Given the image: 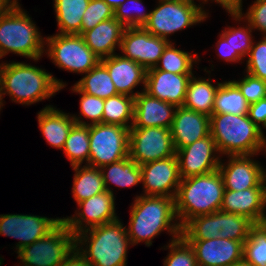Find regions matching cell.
<instances>
[{
  "label": "cell",
  "mask_w": 266,
  "mask_h": 266,
  "mask_svg": "<svg viewBox=\"0 0 266 266\" xmlns=\"http://www.w3.org/2000/svg\"><path fill=\"white\" fill-rule=\"evenodd\" d=\"M219 211L193 217L183 227L181 236L185 240H208L219 238Z\"/></svg>",
  "instance_id": "35"
},
{
  "label": "cell",
  "mask_w": 266,
  "mask_h": 266,
  "mask_svg": "<svg viewBox=\"0 0 266 266\" xmlns=\"http://www.w3.org/2000/svg\"><path fill=\"white\" fill-rule=\"evenodd\" d=\"M115 195L105 190L89 199L79 202V209L70 217H63L62 221L68 229L77 235L90 228L117 220L115 209Z\"/></svg>",
  "instance_id": "13"
},
{
  "label": "cell",
  "mask_w": 266,
  "mask_h": 266,
  "mask_svg": "<svg viewBox=\"0 0 266 266\" xmlns=\"http://www.w3.org/2000/svg\"><path fill=\"white\" fill-rule=\"evenodd\" d=\"M89 126L74 124L68 134L63 152L71 166L89 165ZM85 161V162H84ZM84 162V163H83Z\"/></svg>",
  "instance_id": "32"
},
{
  "label": "cell",
  "mask_w": 266,
  "mask_h": 266,
  "mask_svg": "<svg viewBox=\"0 0 266 266\" xmlns=\"http://www.w3.org/2000/svg\"><path fill=\"white\" fill-rule=\"evenodd\" d=\"M38 125L46 142L54 148L63 150L68 134L75 124L70 113L47 105L37 113Z\"/></svg>",
  "instance_id": "25"
},
{
  "label": "cell",
  "mask_w": 266,
  "mask_h": 266,
  "mask_svg": "<svg viewBox=\"0 0 266 266\" xmlns=\"http://www.w3.org/2000/svg\"><path fill=\"white\" fill-rule=\"evenodd\" d=\"M170 131L177 151L210 134V117L183 106L177 107Z\"/></svg>",
  "instance_id": "21"
},
{
  "label": "cell",
  "mask_w": 266,
  "mask_h": 266,
  "mask_svg": "<svg viewBox=\"0 0 266 266\" xmlns=\"http://www.w3.org/2000/svg\"><path fill=\"white\" fill-rule=\"evenodd\" d=\"M202 3L199 4H206L208 1H212L214 3L219 4L222 8L226 10L228 14H239L242 12V0H199Z\"/></svg>",
  "instance_id": "48"
},
{
  "label": "cell",
  "mask_w": 266,
  "mask_h": 266,
  "mask_svg": "<svg viewBox=\"0 0 266 266\" xmlns=\"http://www.w3.org/2000/svg\"><path fill=\"white\" fill-rule=\"evenodd\" d=\"M141 195L175 198L181 181L177 155L140 165Z\"/></svg>",
  "instance_id": "15"
},
{
  "label": "cell",
  "mask_w": 266,
  "mask_h": 266,
  "mask_svg": "<svg viewBox=\"0 0 266 266\" xmlns=\"http://www.w3.org/2000/svg\"><path fill=\"white\" fill-rule=\"evenodd\" d=\"M217 45V55L222 58L224 62L238 63L243 60V58L238 53H232V46L230 44V39H225L221 34H219V40Z\"/></svg>",
  "instance_id": "47"
},
{
  "label": "cell",
  "mask_w": 266,
  "mask_h": 266,
  "mask_svg": "<svg viewBox=\"0 0 266 266\" xmlns=\"http://www.w3.org/2000/svg\"><path fill=\"white\" fill-rule=\"evenodd\" d=\"M59 266H92L75 247Z\"/></svg>",
  "instance_id": "49"
},
{
  "label": "cell",
  "mask_w": 266,
  "mask_h": 266,
  "mask_svg": "<svg viewBox=\"0 0 266 266\" xmlns=\"http://www.w3.org/2000/svg\"><path fill=\"white\" fill-rule=\"evenodd\" d=\"M246 73L266 81V36L253 41L246 60Z\"/></svg>",
  "instance_id": "43"
},
{
  "label": "cell",
  "mask_w": 266,
  "mask_h": 266,
  "mask_svg": "<svg viewBox=\"0 0 266 266\" xmlns=\"http://www.w3.org/2000/svg\"><path fill=\"white\" fill-rule=\"evenodd\" d=\"M62 218H47V216L31 214H0V235L19 239L16 251L30 245L47 235L60 222ZM0 257V266L3 264Z\"/></svg>",
  "instance_id": "12"
},
{
  "label": "cell",
  "mask_w": 266,
  "mask_h": 266,
  "mask_svg": "<svg viewBox=\"0 0 266 266\" xmlns=\"http://www.w3.org/2000/svg\"><path fill=\"white\" fill-rule=\"evenodd\" d=\"M129 225L126 227L132 246L144 242L150 247L154 238L163 231L172 241L181 236L175 212V198L155 195H136L131 204Z\"/></svg>",
  "instance_id": "1"
},
{
  "label": "cell",
  "mask_w": 266,
  "mask_h": 266,
  "mask_svg": "<svg viewBox=\"0 0 266 266\" xmlns=\"http://www.w3.org/2000/svg\"><path fill=\"white\" fill-rule=\"evenodd\" d=\"M134 114V97L118 94L104 100L102 123L131 128Z\"/></svg>",
  "instance_id": "34"
},
{
  "label": "cell",
  "mask_w": 266,
  "mask_h": 266,
  "mask_svg": "<svg viewBox=\"0 0 266 266\" xmlns=\"http://www.w3.org/2000/svg\"><path fill=\"white\" fill-rule=\"evenodd\" d=\"M130 128L99 123L89 126V166L100 168L129 157Z\"/></svg>",
  "instance_id": "10"
},
{
  "label": "cell",
  "mask_w": 266,
  "mask_h": 266,
  "mask_svg": "<svg viewBox=\"0 0 266 266\" xmlns=\"http://www.w3.org/2000/svg\"><path fill=\"white\" fill-rule=\"evenodd\" d=\"M266 182L260 188L225 190L220 210L245 216L255 224L266 222Z\"/></svg>",
  "instance_id": "19"
},
{
  "label": "cell",
  "mask_w": 266,
  "mask_h": 266,
  "mask_svg": "<svg viewBox=\"0 0 266 266\" xmlns=\"http://www.w3.org/2000/svg\"><path fill=\"white\" fill-rule=\"evenodd\" d=\"M249 103L238 87L230 80L222 82L217 89L213 114H248Z\"/></svg>",
  "instance_id": "33"
},
{
  "label": "cell",
  "mask_w": 266,
  "mask_h": 266,
  "mask_svg": "<svg viewBox=\"0 0 266 266\" xmlns=\"http://www.w3.org/2000/svg\"><path fill=\"white\" fill-rule=\"evenodd\" d=\"M74 85L81 92L94 95L104 100L118 95L108 70L101 61Z\"/></svg>",
  "instance_id": "30"
},
{
  "label": "cell",
  "mask_w": 266,
  "mask_h": 266,
  "mask_svg": "<svg viewBox=\"0 0 266 266\" xmlns=\"http://www.w3.org/2000/svg\"><path fill=\"white\" fill-rule=\"evenodd\" d=\"M114 17V10L104 0H90L86 8L82 22H81V35L93 29L97 24L102 21Z\"/></svg>",
  "instance_id": "42"
},
{
  "label": "cell",
  "mask_w": 266,
  "mask_h": 266,
  "mask_svg": "<svg viewBox=\"0 0 266 266\" xmlns=\"http://www.w3.org/2000/svg\"><path fill=\"white\" fill-rule=\"evenodd\" d=\"M225 187L219 170L181 179L175 197V212L183 227L193 217L220 210Z\"/></svg>",
  "instance_id": "5"
},
{
  "label": "cell",
  "mask_w": 266,
  "mask_h": 266,
  "mask_svg": "<svg viewBox=\"0 0 266 266\" xmlns=\"http://www.w3.org/2000/svg\"><path fill=\"white\" fill-rule=\"evenodd\" d=\"M105 189L114 194L110 184L119 188L133 187L141 183V168L130 157L100 167Z\"/></svg>",
  "instance_id": "27"
},
{
  "label": "cell",
  "mask_w": 266,
  "mask_h": 266,
  "mask_svg": "<svg viewBox=\"0 0 266 266\" xmlns=\"http://www.w3.org/2000/svg\"><path fill=\"white\" fill-rule=\"evenodd\" d=\"M71 91L81 96L79 102L80 113L78 116L77 114L72 115L75 123L88 126L102 123L104 99L81 92L75 85L72 86ZM82 117L90 121H83Z\"/></svg>",
  "instance_id": "39"
},
{
  "label": "cell",
  "mask_w": 266,
  "mask_h": 266,
  "mask_svg": "<svg viewBox=\"0 0 266 266\" xmlns=\"http://www.w3.org/2000/svg\"><path fill=\"white\" fill-rule=\"evenodd\" d=\"M220 84L221 82H217L215 86L211 78H196L193 74L187 84L183 107L210 117L213 114L214 101Z\"/></svg>",
  "instance_id": "26"
},
{
  "label": "cell",
  "mask_w": 266,
  "mask_h": 266,
  "mask_svg": "<svg viewBox=\"0 0 266 266\" xmlns=\"http://www.w3.org/2000/svg\"><path fill=\"white\" fill-rule=\"evenodd\" d=\"M186 241L193 248L198 266H229L243 258L245 241L220 237Z\"/></svg>",
  "instance_id": "18"
},
{
  "label": "cell",
  "mask_w": 266,
  "mask_h": 266,
  "mask_svg": "<svg viewBox=\"0 0 266 266\" xmlns=\"http://www.w3.org/2000/svg\"><path fill=\"white\" fill-rule=\"evenodd\" d=\"M219 237L233 241H246L255 223L249 218L219 210Z\"/></svg>",
  "instance_id": "36"
},
{
  "label": "cell",
  "mask_w": 266,
  "mask_h": 266,
  "mask_svg": "<svg viewBox=\"0 0 266 266\" xmlns=\"http://www.w3.org/2000/svg\"><path fill=\"white\" fill-rule=\"evenodd\" d=\"M167 249L170 250L164 259V266H198L193 248L182 236L169 241L166 248L164 246V250Z\"/></svg>",
  "instance_id": "41"
},
{
  "label": "cell",
  "mask_w": 266,
  "mask_h": 266,
  "mask_svg": "<svg viewBox=\"0 0 266 266\" xmlns=\"http://www.w3.org/2000/svg\"><path fill=\"white\" fill-rule=\"evenodd\" d=\"M210 135L220 155H256L266 149V136L248 114H212Z\"/></svg>",
  "instance_id": "4"
},
{
  "label": "cell",
  "mask_w": 266,
  "mask_h": 266,
  "mask_svg": "<svg viewBox=\"0 0 266 266\" xmlns=\"http://www.w3.org/2000/svg\"><path fill=\"white\" fill-rule=\"evenodd\" d=\"M118 218L75 235V247L92 266H126L131 241Z\"/></svg>",
  "instance_id": "3"
},
{
  "label": "cell",
  "mask_w": 266,
  "mask_h": 266,
  "mask_svg": "<svg viewBox=\"0 0 266 266\" xmlns=\"http://www.w3.org/2000/svg\"><path fill=\"white\" fill-rule=\"evenodd\" d=\"M74 248L75 235L61 221L47 235L15 252L22 266H59Z\"/></svg>",
  "instance_id": "9"
},
{
  "label": "cell",
  "mask_w": 266,
  "mask_h": 266,
  "mask_svg": "<svg viewBox=\"0 0 266 266\" xmlns=\"http://www.w3.org/2000/svg\"><path fill=\"white\" fill-rule=\"evenodd\" d=\"M240 15L249 23L254 32L258 30L266 36V0H255L247 12L244 14L242 11Z\"/></svg>",
  "instance_id": "45"
},
{
  "label": "cell",
  "mask_w": 266,
  "mask_h": 266,
  "mask_svg": "<svg viewBox=\"0 0 266 266\" xmlns=\"http://www.w3.org/2000/svg\"><path fill=\"white\" fill-rule=\"evenodd\" d=\"M72 168L75 172L72 196L77 204L106 190L100 168L89 165H77Z\"/></svg>",
  "instance_id": "28"
},
{
  "label": "cell",
  "mask_w": 266,
  "mask_h": 266,
  "mask_svg": "<svg viewBox=\"0 0 266 266\" xmlns=\"http://www.w3.org/2000/svg\"><path fill=\"white\" fill-rule=\"evenodd\" d=\"M44 54H47L59 69L86 74L101 60L85 44L79 34H59L45 37Z\"/></svg>",
  "instance_id": "8"
},
{
  "label": "cell",
  "mask_w": 266,
  "mask_h": 266,
  "mask_svg": "<svg viewBox=\"0 0 266 266\" xmlns=\"http://www.w3.org/2000/svg\"><path fill=\"white\" fill-rule=\"evenodd\" d=\"M243 257L253 266H266V222L251 228L244 242Z\"/></svg>",
  "instance_id": "38"
},
{
  "label": "cell",
  "mask_w": 266,
  "mask_h": 266,
  "mask_svg": "<svg viewBox=\"0 0 266 266\" xmlns=\"http://www.w3.org/2000/svg\"><path fill=\"white\" fill-rule=\"evenodd\" d=\"M0 111H1V88H0Z\"/></svg>",
  "instance_id": "53"
},
{
  "label": "cell",
  "mask_w": 266,
  "mask_h": 266,
  "mask_svg": "<svg viewBox=\"0 0 266 266\" xmlns=\"http://www.w3.org/2000/svg\"><path fill=\"white\" fill-rule=\"evenodd\" d=\"M128 4L131 8L127 7ZM142 4V0H126L122 5L114 9V17L125 28L144 27V25L148 22L151 12H146Z\"/></svg>",
  "instance_id": "40"
},
{
  "label": "cell",
  "mask_w": 266,
  "mask_h": 266,
  "mask_svg": "<svg viewBox=\"0 0 266 266\" xmlns=\"http://www.w3.org/2000/svg\"><path fill=\"white\" fill-rule=\"evenodd\" d=\"M176 155L170 129L164 127H131L129 157L143 165Z\"/></svg>",
  "instance_id": "11"
},
{
  "label": "cell",
  "mask_w": 266,
  "mask_h": 266,
  "mask_svg": "<svg viewBox=\"0 0 266 266\" xmlns=\"http://www.w3.org/2000/svg\"><path fill=\"white\" fill-rule=\"evenodd\" d=\"M113 10L122 5L126 0H104Z\"/></svg>",
  "instance_id": "51"
},
{
  "label": "cell",
  "mask_w": 266,
  "mask_h": 266,
  "mask_svg": "<svg viewBox=\"0 0 266 266\" xmlns=\"http://www.w3.org/2000/svg\"><path fill=\"white\" fill-rule=\"evenodd\" d=\"M184 50L177 49L174 42H170L164 49L158 64L148 70H162L174 74H193V64L200 61L197 53L191 54Z\"/></svg>",
  "instance_id": "31"
},
{
  "label": "cell",
  "mask_w": 266,
  "mask_h": 266,
  "mask_svg": "<svg viewBox=\"0 0 266 266\" xmlns=\"http://www.w3.org/2000/svg\"><path fill=\"white\" fill-rule=\"evenodd\" d=\"M229 266H253L251 263H249L244 257L239 260L238 262L231 264Z\"/></svg>",
  "instance_id": "52"
},
{
  "label": "cell",
  "mask_w": 266,
  "mask_h": 266,
  "mask_svg": "<svg viewBox=\"0 0 266 266\" xmlns=\"http://www.w3.org/2000/svg\"><path fill=\"white\" fill-rule=\"evenodd\" d=\"M176 106L150 96L145 91L134 98L132 127H164L170 129Z\"/></svg>",
  "instance_id": "23"
},
{
  "label": "cell",
  "mask_w": 266,
  "mask_h": 266,
  "mask_svg": "<svg viewBox=\"0 0 266 266\" xmlns=\"http://www.w3.org/2000/svg\"><path fill=\"white\" fill-rule=\"evenodd\" d=\"M19 0H0V13L5 12L14 7Z\"/></svg>",
  "instance_id": "50"
},
{
  "label": "cell",
  "mask_w": 266,
  "mask_h": 266,
  "mask_svg": "<svg viewBox=\"0 0 266 266\" xmlns=\"http://www.w3.org/2000/svg\"><path fill=\"white\" fill-rule=\"evenodd\" d=\"M126 28L115 18L102 21L93 29L81 36L85 44L99 57L107 58L114 55L120 48L122 36Z\"/></svg>",
  "instance_id": "24"
},
{
  "label": "cell",
  "mask_w": 266,
  "mask_h": 266,
  "mask_svg": "<svg viewBox=\"0 0 266 266\" xmlns=\"http://www.w3.org/2000/svg\"><path fill=\"white\" fill-rule=\"evenodd\" d=\"M171 42L161 37L152 35L143 27L126 28L121 45V55L142 65L146 70L154 68Z\"/></svg>",
  "instance_id": "14"
},
{
  "label": "cell",
  "mask_w": 266,
  "mask_h": 266,
  "mask_svg": "<svg viewBox=\"0 0 266 266\" xmlns=\"http://www.w3.org/2000/svg\"><path fill=\"white\" fill-rule=\"evenodd\" d=\"M192 75L147 70L145 92L161 101L181 107L185 100L188 81Z\"/></svg>",
  "instance_id": "22"
},
{
  "label": "cell",
  "mask_w": 266,
  "mask_h": 266,
  "mask_svg": "<svg viewBox=\"0 0 266 266\" xmlns=\"http://www.w3.org/2000/svg\"><path fill=\"white\" fill-rule=\"evenodd\" d=\"M230 15L233 20L239 23L246 22V25L244 24L242 27L239 26L237 28L228 26L222 30L221 35L225 39H230L232 53H238L243 59H245V57L248 56L254 41V37L252 35L253 29L250 27L249 23L240 15V13Z\"/></svg>",
  "instance_id": "37"
},
{
  "label": "cell",
  "mask_w": 266,
  "mask_h": 266,
  "mask_svg": "<svg viewBox=\"0 0 266 266\" xmlns=\"http://www.w3.org/2000/svg\"><path fill=\"white\" fill-rule=\"evenodd\" d=\"M90 0H53L59 34L81 35L83 14Z\"/></svg>",
  "instance_id": "29"
},
{
  "label": "cell",
  "mask_w": 266,
  "mask_h": 266,
  "mask_svg": "<svg viewBox=\"0 0 266 266\" xmlns=\"http://www.w3.org/2000/svg\"><path fill=\"white\" fill-rule=\"evenodd\" d=\"M176 155L181 179L204 175L217 170L222 158L210 134L178 149Z\"/></svg>",
  "instance_id": "16"
},
{
  "label": "cell",
  "mask_w": 266,
  "mask_h": 266,
  "mask_svg": "<svg viewBox=\"0 0 266 266\" xmlns=\"http://www.w3.org/2000/svg\"><path fill=\"white\" fill-rule=\"evenodd\" d=\"M248 116L263 131L266 128V98L249 104Z\"/></svg>",
  "instance_id": "46"
},
{
  "label": "cell",
  "mask_w": 266,
  "mask_h": 266,
  "mask_svg": "<svg viewBox=\"0 0 266 266\" xmlns=\"http://www.w3.org/2000/svg\"><path fill=\"white\" fill-rule=\"evenodd\" d=\"M45 38L18 2L0 13V58L13 53L33 61L44 55Z\"/></svg>",
  "instance_id": "6"
},
{
  "label": "cell",
  "mask_w": 266,
  "mask_h": 266,
  "mask_svg": "<svg viewBox=\"0 0 266 266\" xmlns=\"http://www.w3.org/2000/svg\"><path fill=\"white\" fill-rule=\"evenodd\" d=\"M240 90L246 101L251 104L266 98V81L248 73L240 80H231Z\"/></svg>",
  "instance_id": "44"
},
{
  "label": "cell",
  "mask_w": 266,
  "mask_h": 266,
  "mask_svg": "<svg viewBox=\"0 0 266 266\" xmlns=\"http://www.w3.org/2000/svg\"><path fill=\"white\" fill-rule=\"evenodd\" d=\"M156 6L150 11L148 22L143 28L167 40L175 32L205 21L209 14L203 5L194 0H158Z\"/></svg>",
  "instance_id": "7"
},
{
  "label": "cell",
  "mask_w": 266,
  "mask_h": 266,
  "mask_svg": "<svg viewBox=\"0 0 266 266\" xmlns=\"http://www.w3.org/2000/svg\"><path fill=\"white\" fill-rule=\"evenodd\" d=\"M67 84L57 79L52 73L31 63L3 62L0 66L1 109L4 106V95L12 102L32 105L49 99Z\"/></svg>",
  "instance_id": "2"
},
{
  "label": "cell",
  "mask_w": 266,
  "mask_h": 266,
  "mask_svg": "<svg viewBox=\"0 0 266 266\" xmlns=\"http://www.w3.org/2000/svg\"><path fill=\"white\" fill-rule=\"evenodd\" d=\"M257 155L226 156V163L221 159L218 170L223 178L225 190L260 188L266 182V168L261 166L259 161L253 160Z\"/></svg>",
  "instance_id": "17"
},
{
  "label": "cell",
  "mask_w": 266,
  "mask_h": 266,
  "mask_svg": "<svg viewBox=\"0 0 266 266\" xmlns=\"http://www.w3.org/2000/svg\"><path fill=\"white\" fill-rule=\"evenodd\" d=\"M101 62L106 66L118 94L135 98L145 91L147 70L142 65L117 53L101 59ZM140 84L143 89L134 93V88Z\"/></svg>",
  "instance_id": "20"
}]
</instances>
